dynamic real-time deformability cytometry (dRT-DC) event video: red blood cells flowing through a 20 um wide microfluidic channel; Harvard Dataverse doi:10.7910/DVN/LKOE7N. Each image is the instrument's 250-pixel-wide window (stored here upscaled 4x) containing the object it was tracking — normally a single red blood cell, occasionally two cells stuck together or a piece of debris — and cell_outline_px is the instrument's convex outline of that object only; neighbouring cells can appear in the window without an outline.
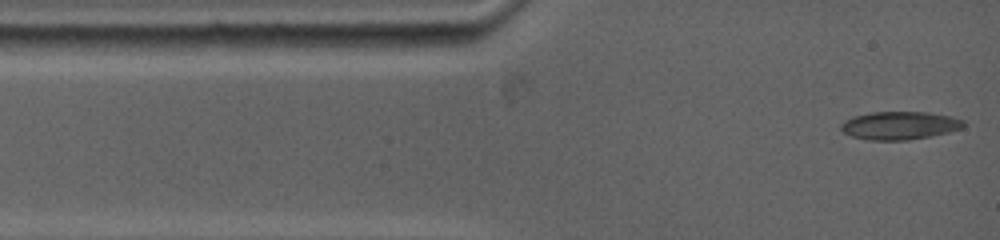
{"species": "common noctule bat (a hibernating species)", "species_latin": "Nyctalus noctula", "temperature_condition": "warm", "stored_images_in_passage": 98, "camera_frame_rate_fps": 5000, "um_per_image_px": 0.085, "animal": {"sex": "female", "body_mass_g": 19.0, "forearm_length_mm": 53.3}, "frame": {"image": 1, "passage_image": 1, "time_ms": 0.0, "image_size_px": [1000, 240], "cell_outline_px": [[964, 128], [948, 132], [908, 140], [868, 140], [852, 136], [844, 132], [840, 128], [840, 124], [844, 120], [852, 116], [872, 112], [928, 112], [952, 116], [964, 120]], "centroid_in_image_um": [76.46, 10.66], "position_along_channel_um": 8.5, "area_um2": 20.11}}
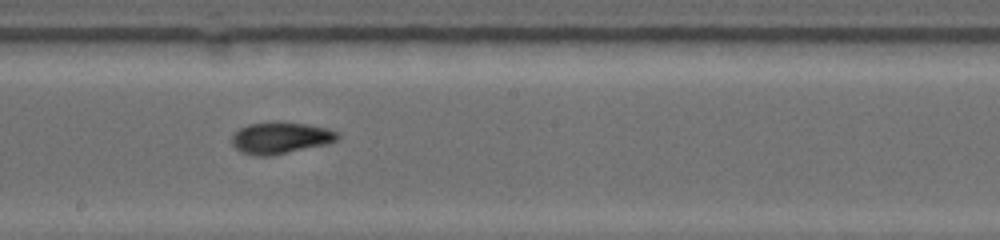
{"frame": {"image": 2, "passage_image": 35, "time_ms": 6.6, "image_size_px": [1000, 240], "cell_outline_px": [[340, 136], [336, 140], [328, 144], [272, 156], [256, 156], [240, 152], [232, 144], [232, 136], [240, 128], [248, 124], [272, 120], [280, 120], [328, 128], [340, 132]], "centroid_in_image_um": [23.86, 11.7], "position_along_channel_um": 224.3, "area_um2": 20.0}}
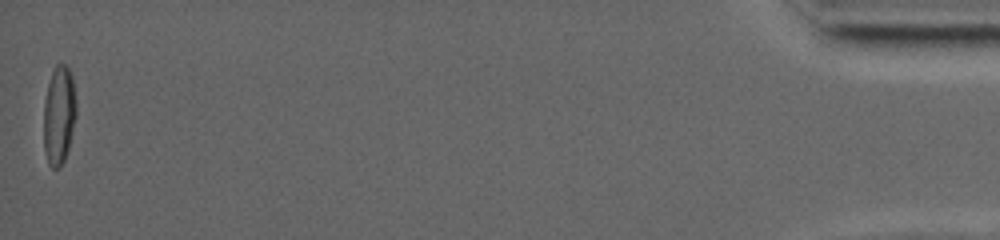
{"frame": {"image": 3, "passage_image": 95, "time_ms": 16.0, "image_size_px": [1000, 240], "cell_outline_px": [[76, 116], [68, 148], [64, 160], [60, 168], [52, 168], [48, 164], [44, 148], [44, 100], [48, 84], [52, 72], [56, 64], [64, 64], [68, 68], [72, 76], [76, 100]], "centroid_in_image_um": [5.01, 9.79], "position_along_channel_um": 430.2, "area_um2": 18.73}, "authors_computed_cell_mechanics": {"area_um2": 18.8139, "velocity_mm_per_s": 3.8888, "shape_relaxation_time_tau1_ms": null, "shape_relaxation_time_tau2_ms": 3.1205, "deformation_change_tau1": null, "deformation_change_tau2": 0.0748}}